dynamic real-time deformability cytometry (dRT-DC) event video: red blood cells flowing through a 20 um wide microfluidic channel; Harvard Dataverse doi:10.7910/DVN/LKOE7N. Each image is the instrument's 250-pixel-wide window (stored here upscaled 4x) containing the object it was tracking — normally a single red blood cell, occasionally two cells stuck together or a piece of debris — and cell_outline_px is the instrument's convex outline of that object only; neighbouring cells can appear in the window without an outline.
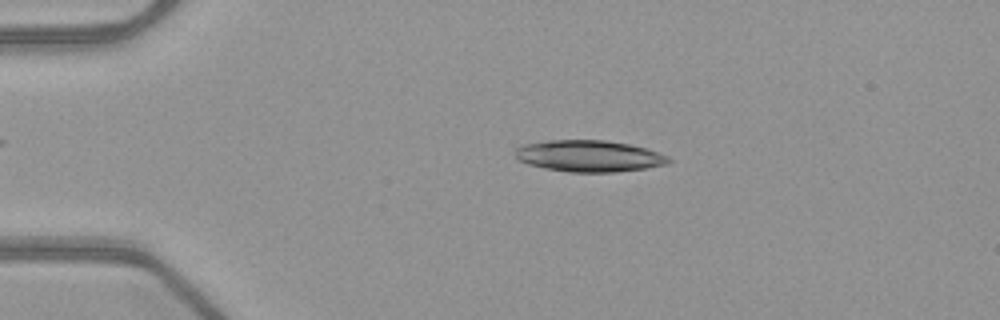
{"species": "common noctule bat (a hibernating species)", "species_latin": "Nyctalus noctula", "temperature_condition": "warm", "stored_images_in_passage": 43, "camera_frame_rate_fps": 3000, "um_per_image_px": 0.085, "animal": {"sex": "female", "body_mass_g": 21.9}, "frame": {"image": 1, "passage_image": 3, "time_ms": 0.667, "image_size_px": [1000, 320], "cell_outline_px": [[672, 160], [664, 164], [648, 168], [616, 172], [568, 172], [544, 168], [528, 164], [520, 160], [516, 156], [516, 148], [524, 144], [548, 140], [604, 140], [632, 144], [648, 148], [668, 156]], "centroid_in_image_um": [50.1, 13.26], "position_along_channel_um": 34.9, "area_um2": 28.26}}
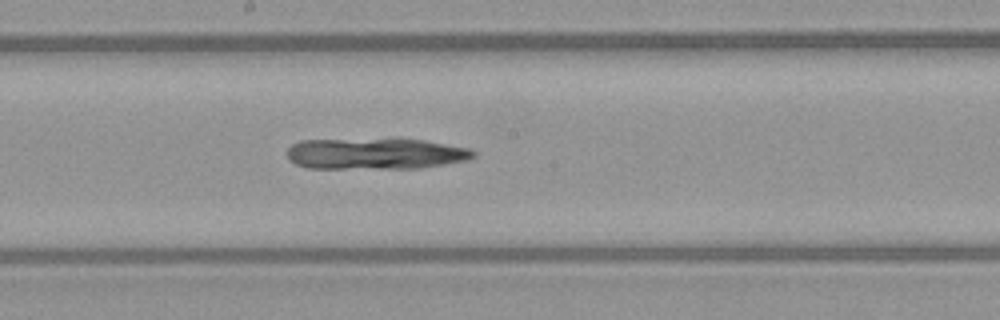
{"frame": {"image": 2, "passage_image": 20, "time_ms": 6.333, "image_size_px": [1000, 320], "cell_outline_px": [[476, 156], [468, 160], [420, 168], [308, 168], [296, 164], [288, 160], [288, 148], [292, 144], [300, 140], [424, 140], [472, 148], [476, 152]], "centroid_in_image_um": [31.95, 13.08], "position_along_channel_um": 216.3, "area_um2": 33.58}}
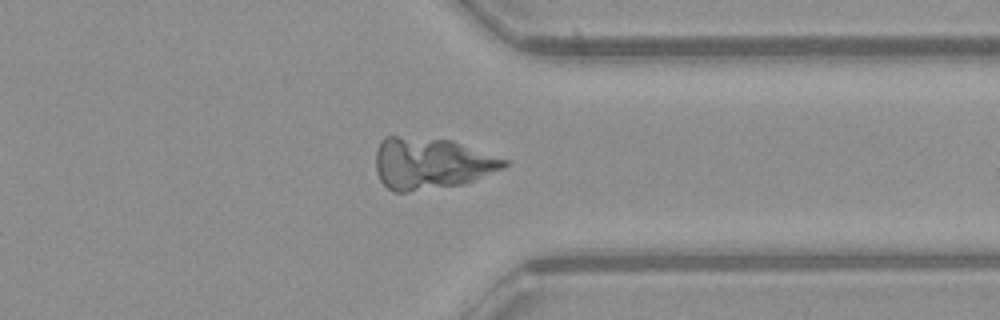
{"frame": {"image": 3, "passage_image": 32, "time_ms": 10.333, "image_size_px": [1000, 320], "cell_outline_px": [[508, 164], [504, 168], [464, 184], [408, 192], [392, 192], [380, 180], [376, 172], [376, 152], [380, 140], [384, 136], [396, 136], [452, 140], [508, 160]], "centroid_in_image_um": [36.63, 13.89], "position_along_channel_um": 374.8, "area_um2": 38.61}}